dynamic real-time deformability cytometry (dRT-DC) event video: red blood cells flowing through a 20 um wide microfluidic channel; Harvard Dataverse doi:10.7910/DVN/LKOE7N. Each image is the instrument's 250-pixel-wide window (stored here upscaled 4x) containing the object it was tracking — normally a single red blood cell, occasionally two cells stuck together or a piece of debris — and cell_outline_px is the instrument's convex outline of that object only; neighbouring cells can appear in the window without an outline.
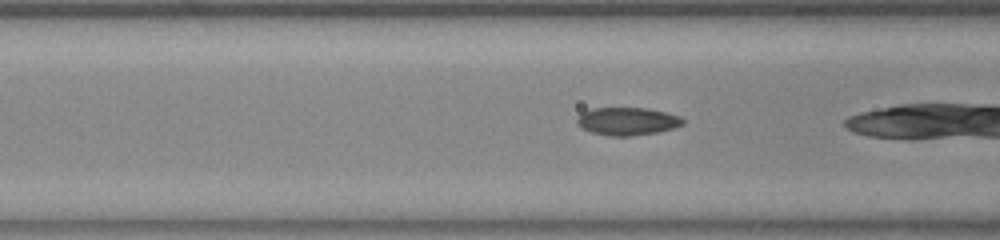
{"species": "common noctule bat (a hibernating species)", "species_latin": "Nyctalus noctula", "temperature_condition": "warm", "stored_images_in_passage": 21, "camera_frame_rate_fps": 3000, "um_per_image_px": 0.085, "animal": {"sex": "female", "body_mass_g": 23.0, "forearm_length_mm": 53.4}, "frame": {"image": 1, "passage_image": 18, "time_ms": 5.667, "image_size_px": [1000, 240], "cell_outline_px": [[684, 124], [672, 128], [656, 132], [628, 136], [612, 136], [592, 132], [580, 128], [576, 124], [576, 120], [580, 112], [592, 108], [648, 108], [680, 116], [684, 120]], "centroid_in_image_um": [53.27, 10.3], "position_along_channel_um": 113.3, "area_um2": 17.17}}